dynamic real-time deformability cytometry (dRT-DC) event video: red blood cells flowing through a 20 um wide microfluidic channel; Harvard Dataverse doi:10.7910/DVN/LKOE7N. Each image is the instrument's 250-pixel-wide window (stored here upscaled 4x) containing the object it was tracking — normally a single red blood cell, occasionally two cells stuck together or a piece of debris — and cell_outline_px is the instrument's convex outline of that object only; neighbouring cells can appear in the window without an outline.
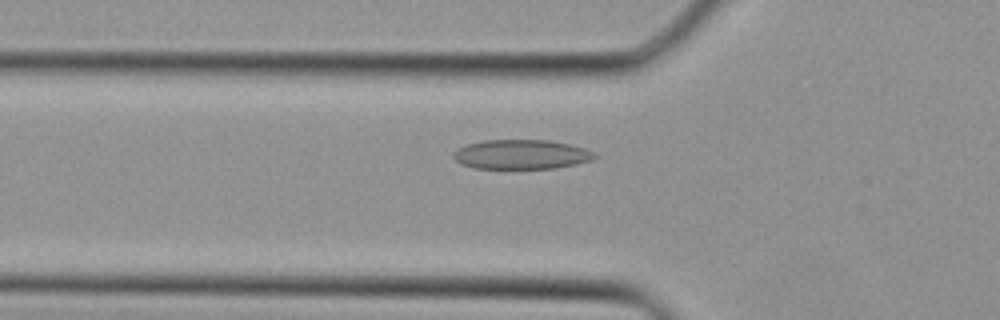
{"species": "Egyptian fruit bat (a non-hibernating species)", "species_latin": "Rousettus aegyptiacus", "temperature_condition": "cold", "stored_images_in_passage": 37, "camera_frame_rate_fps": 3000, "um_per_image_px": 0.085, "animal": {"sex": "female"}, "frame": {"image": 1, "passage_image": 13, "time_ms": 4.0, "image_size_px": [1000, 320], "cell_outline_px": [[600, 156], [592, 160], [576, 164], [556, 168], [476, 168], [460, 164], [452, 156], [452, 152], [456, 148], [468, 144], [484, 140], [548, 140], [572, 144], [596, 152]], "centroid_in_image_um": [44.34, 13.12], "position_along_channel_um": 81.5, "area_um2": 24.51}}
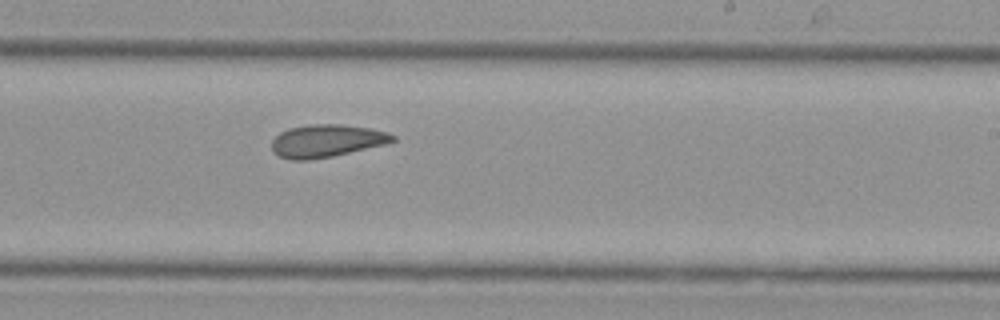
{"frame": {"image": 2, "passage_image": 23, "time_ms": 7.333, "image_size_px": [1000, 320], "cell_outline_px": [[396, 140], [388, 144], [332, 156], [308, 160], [288, 160], [272, 152], [272, 140], [280, 132], [288, 128], [316, 124], [340, 124], [368, 128], [388, 132], [396, 136]], "centroid_in_image_um": [27.77, 11.98], "position_along_channel_um": 261.2, "area_um2": 23.06}}
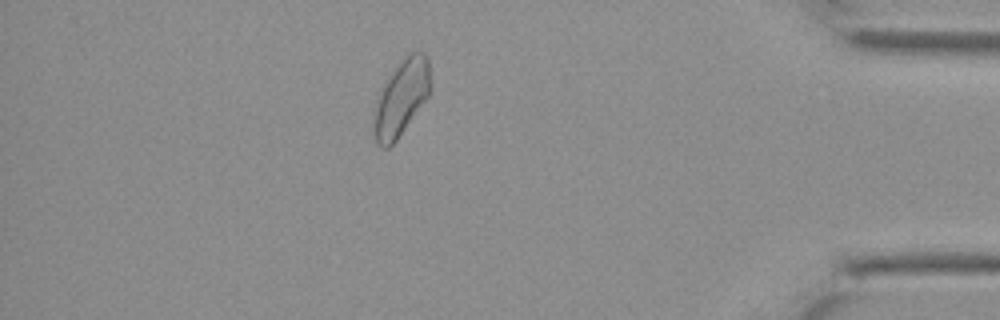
{"frame": {"image": 3, "passage_image": 33, "time_ms": 10.667, "image_size_px": [1000, 320], "cell_outline_px": [[432, 88], [428, 96], [396, 140], [388, 148], [384, 148], [376, 140], [376, 108], [380, 92], [388, 76], [400, 60], [408, 52], [416, 48], [424, 52], [428, 56]], "centroid_in_image_um": [34.2, 8.17], "position_along_channel_um": 401.0, "area_um2": 24.57}}